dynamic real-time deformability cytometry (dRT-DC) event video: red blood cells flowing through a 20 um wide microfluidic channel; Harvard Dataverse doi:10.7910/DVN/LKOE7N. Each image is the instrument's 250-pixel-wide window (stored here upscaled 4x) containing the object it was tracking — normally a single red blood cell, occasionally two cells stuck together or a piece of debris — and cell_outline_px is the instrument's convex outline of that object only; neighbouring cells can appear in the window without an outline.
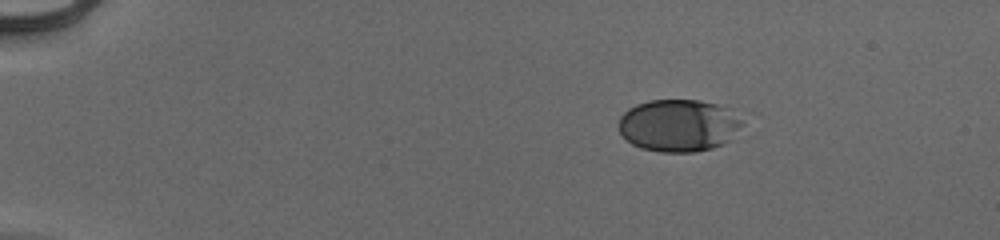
{"species": "human", "species_latin": "Homo sapiens", "temperature_condition": "cold", "stored_images_in_passage": 46, "camera_frame_rate_fps": 3000, "um_per_image_px": 0.085, "donor": {"sex": "male"}, "frame": {"image": 1, "passage_image": 1, "time_ms": 0.0, "image_size_px": [1000, 240], "cell_outline_px": [[744, 124], [724, 144], [712, 148], [696, 152], [660, 152], [640, 148], [632, 144], [620, 132], [620, 116], [628, 108], [636, 104], [648, 100], [700, 100], [716, 104], [724, 108], [740, 120]], "centroid_in_image_um": [57.64, 10.67], "position_along_channel_um": 27.4, "area_um2": 37.34}}
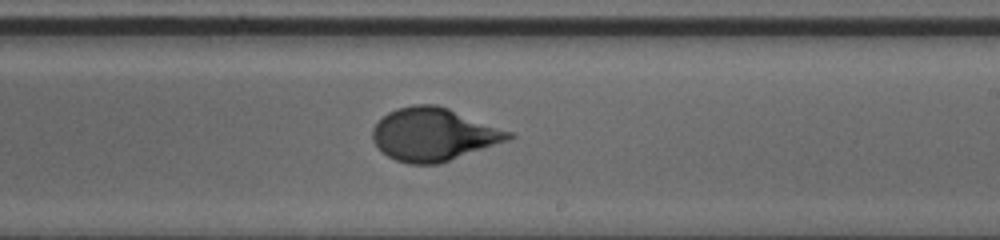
{"frame": {"image": 2, "passage_image": 26, "time_ms": 8.333, "image_size_px": [1000, 240], "cell_outline_px": [[516, 136], [508, 140], [436, 164], [408, 164], [396, 160], [388, 156], [372, 140], [372, 128], [388, 112], [396, 108], [412, 104], [436, 104], [448, 108], [512, 132]], "centroid_in_image_um": [36.83, 11.41], "position_along_channel_um": 252.2, "area_um2": 41.44}}
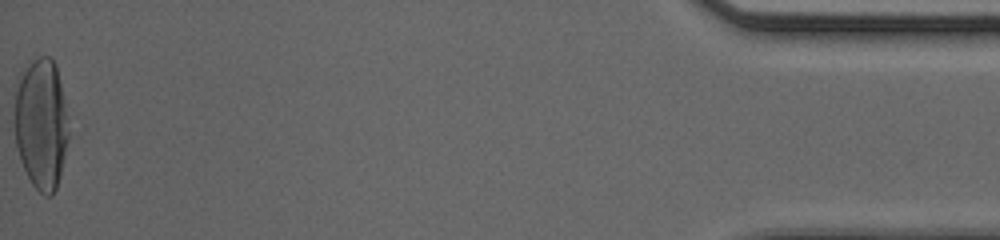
{"frame": {"image": 3, "passage_image": 46, "time_ms": 15.0, "image_size_px": [1000, 240], "cell_outline_px": [[68, 140], [60, 176], [56, 188], [52, 196], [44, 196], [32, 184], [20, 160], [16, 144], [12, 116], [16, 80], [20, 72], [32, 60], [40, 56], [48, 56], [56, 64], [68, 116]], "centroid_in_image_um": [3.47, 10.49], "position_along_channel_um": 431.7, "area_um2": 42.19}, "authors_computed_cell_mechanics": {"area_um2": 39.882, "velocity_mm_per_s": 3.9387, "shape_relaxation_time_tau1_ms": 5.7226, "shape_relaxation_time_tau2_ms": null, "deformation_change_tau1": 0.2256, "deformation_change_tau2": null}}